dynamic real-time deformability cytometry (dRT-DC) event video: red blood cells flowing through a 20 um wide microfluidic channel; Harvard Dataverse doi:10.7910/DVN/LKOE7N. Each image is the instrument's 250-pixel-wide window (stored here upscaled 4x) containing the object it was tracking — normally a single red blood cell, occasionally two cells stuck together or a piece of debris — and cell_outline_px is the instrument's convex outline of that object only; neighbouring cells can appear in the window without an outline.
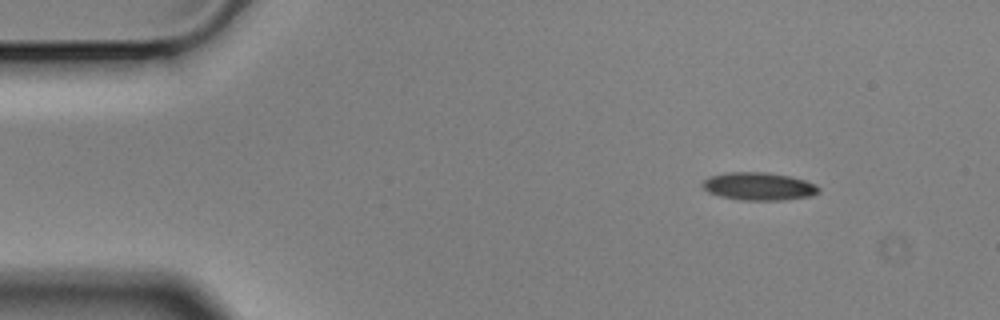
{"species": "Egyptian fruit bat (a non-hibernating species)", "species_latin": "Rousettus aegyptiacus", "temperature_condition": "cold", "stored_images_in_passage": 13, "camera_frame_rate_fps": 3000, "um_per_image_px": 0.085, "animal": {"sex": "male"}, "frame": {"image": 1, "passage_image": 1, "time_ms": 0.0, "image_size_px": [1000, 320], "cell_outline_px": [[820, 192], [812, 196], [784, 200], [740, 200], [720, 196], [708, 192], [700, 184], [708, 176], [724, 172], [768, 172], [788, 176], [804, 180], [816, 184], [820, 188]], "centroid_in_image_um": [64.49, 15.83], "position_along_channel_um": 20.5, "area_um2": 19.07}}
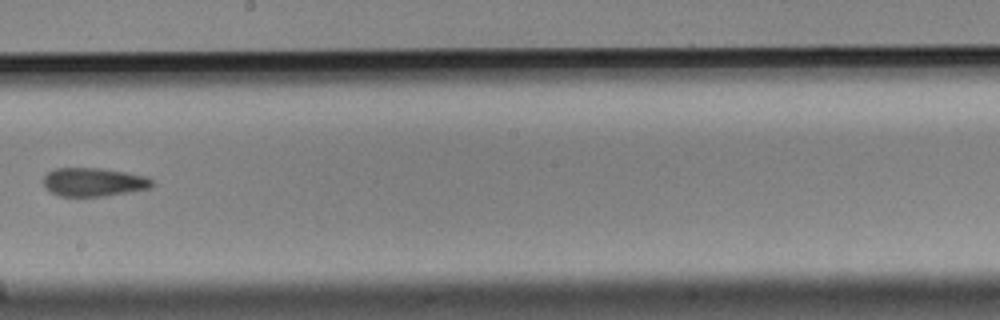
{"frame": {"image": 2, "passage_image": 7, "time_ms": 2.0, "image_size_px": [1000, 320], "cell_outline_px": [[156, 184], [152, 188], [104, 196], [60, 196], [52, 192], [44, 184], [44, 176], [52, 168], [100, 168], [124, 172], [144, 176], [152, 180]], "centroid_in_image_um": [7.98, 15.47], "position_along_channel_um": 240.2, "area_um2": 17.98}}
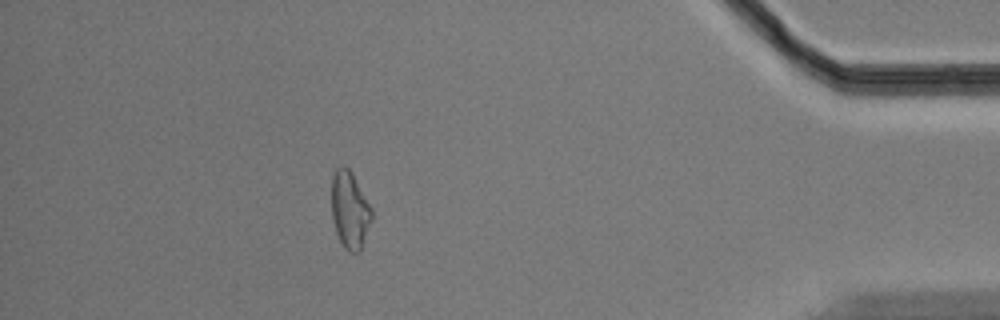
{"frame": {"image": 3, "passage_image": 12, "time_ms": 3.667, "image_size_px": [1000, 320], "cell_outline_px": [[372, 220], [360, 252], [348, 252], [344, 248], [336, 232], [332, 216], [332, 176], [336, 168], [340, 164], [344, 164], [352, 172], [372, 208]], "centroid_in_image_um": [29.74, 17.83], "position_along_channel_um": 405.5, "area_um2": 18.21}}